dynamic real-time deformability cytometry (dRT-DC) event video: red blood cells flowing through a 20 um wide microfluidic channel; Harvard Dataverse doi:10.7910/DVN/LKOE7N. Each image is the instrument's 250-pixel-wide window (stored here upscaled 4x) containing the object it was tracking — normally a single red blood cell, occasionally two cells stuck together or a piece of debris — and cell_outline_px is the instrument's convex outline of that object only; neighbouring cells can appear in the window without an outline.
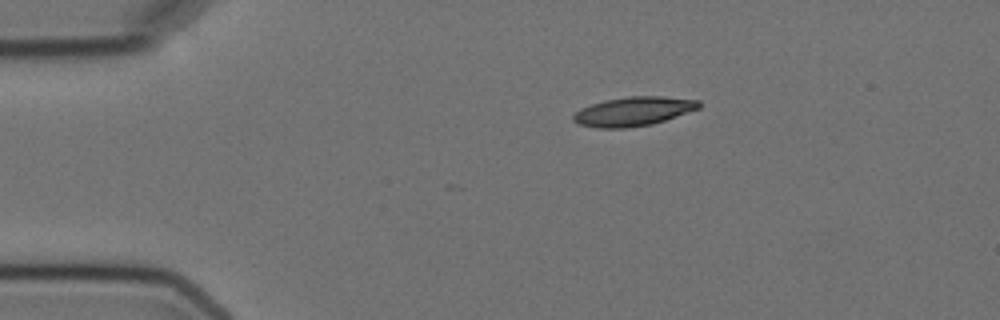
{"species": "Egyptian fruit bat (a non-hibernating species)", "species_latin": "Rousettus aegyptiacus", "temperature_condition": "cold", "stored_images_in_passage": 9, "camera_frame_rate_fps": 3000, "um_per_image_px": 0.085, "animal": {"sex": "female"}, "frame": {"image": 1, "passage_image": 1, "time_ms": 0.0, "image_size_px": [1000, 320], "cell_outline_px": [[700, 108], [652, 124], [624, 128], [596, 128], [580, 124], [572, 120], [572, 116], [580, 108], [604, 100], [628, 96], [664, 96], [700, 100]], "centroid_in_image_um": [53.83, 9.46], "position_along_channel_um": 31.2, "area_um2": 21.27}}
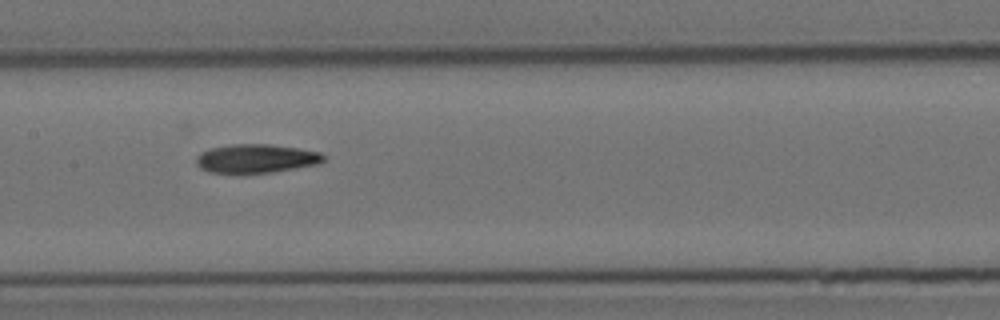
{"frame": {"image": 2, "passage_image": 6, "time_ms": 5.667, "image_size_px": [1000, 320], "cell_outline_px": [[324, 160], [316, 164], [272, 172], [208, 172], [200, 168], [196, 164], [196, 156], [200, 152], [208, 148], [232, 144], [268, 144], [296, 148], [320, 152], [324, 156]], "centroid_in_image_um": [21.71, 13.46], "position_along_channel_um": 185.7, "area_um2": 21.04}}
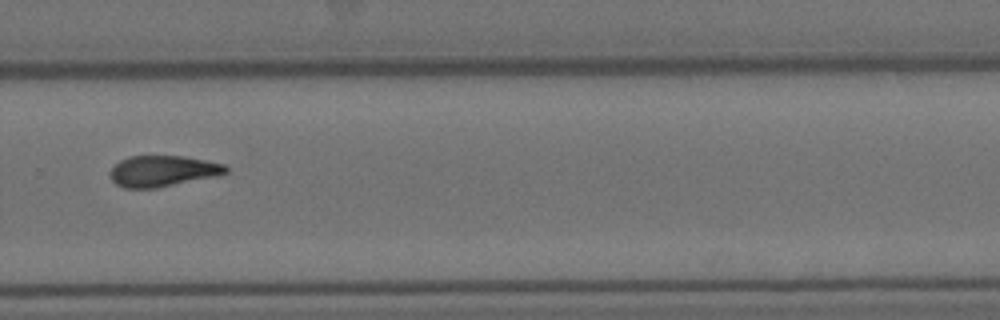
{"frame": {"image": 3, "passage_image": 9, "time_ms": 9.333, "image_size_px": [1000, 320], "cell_outline_px": [[228, 172], [216, 176], [156, 188], [124, 188], [116, 184], [108, 176], [108, 172], [120, 160], [128, 156], [184, 156], [224, 164], [228, 168]], "centroid_in_image_um": [13.79, 14.54], "position_along_channel_um": 316.0, "area_um2": 20.92}}